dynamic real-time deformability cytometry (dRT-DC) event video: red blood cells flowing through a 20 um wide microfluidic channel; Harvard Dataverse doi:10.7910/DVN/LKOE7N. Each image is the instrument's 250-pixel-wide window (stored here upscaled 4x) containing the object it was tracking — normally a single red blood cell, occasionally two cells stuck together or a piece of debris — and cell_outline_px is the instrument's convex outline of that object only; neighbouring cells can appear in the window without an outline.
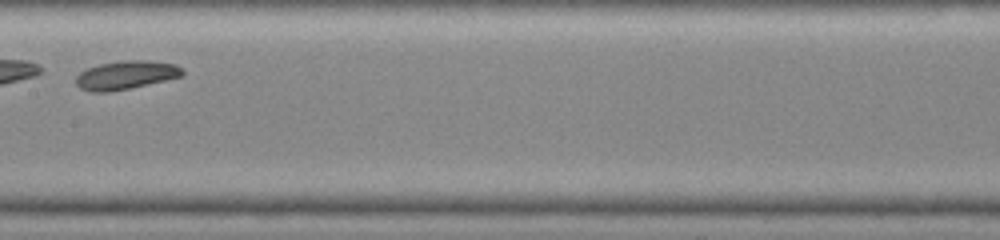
{"species": "common noctule bat (a hibernating species)", "species_latin": "Nyctalus noctula", "temperature_condition": "warm", "stored_images_in_passage": 22, "camera_frame_rate_fps": 3000, "um_per_image_px": 0.085, "animal": {"sex": "female", "body_mass_g": 19.0, "forearm_length_mm": 51.5}, "frame": {"image": 1, "passage_image": 10, "time_ms": 3.0, "image_size_px": [1000, 240], "cell_outline_px": [[184, 72], [180, 76], [148, 84], [108, 92], [88, 92], [80, 88], [76, 84], [76, 76], [80, 72], [88, 68], [100, 64], [124, 60], [148, 60], [176, 64]], "centroid_in_image_um": [10.66, 6.38], "position_along_channel_um": 196.7, "area_um2": 17.51}}